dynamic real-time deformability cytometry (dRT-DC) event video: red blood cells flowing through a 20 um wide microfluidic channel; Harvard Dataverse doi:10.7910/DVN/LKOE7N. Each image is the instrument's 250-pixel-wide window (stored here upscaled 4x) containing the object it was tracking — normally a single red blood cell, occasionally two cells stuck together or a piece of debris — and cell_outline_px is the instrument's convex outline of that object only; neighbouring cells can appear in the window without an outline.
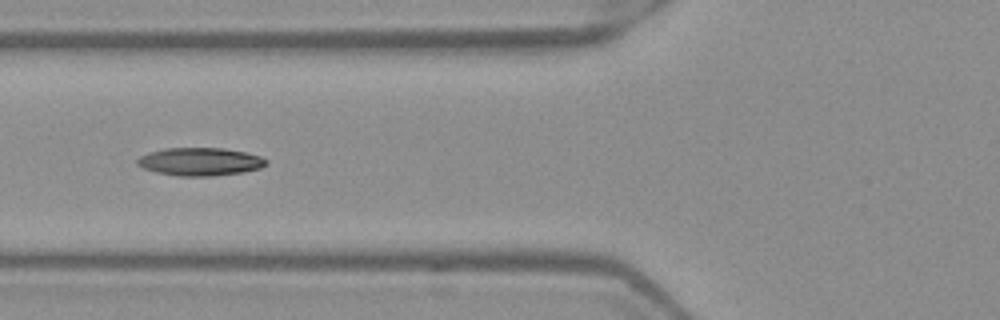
{"species": "Egyptian fruit bat (a non-hibernating species)", "species_latin": "Rousettus aegyptiacus", "temperature_condition": "warm", "stored_images_in_passage": 6, "camera_frame_rate_fps": 3000, "um_per_image_px": 0.085, "frame": {"image": 1, "passage_image": 6, "time_ms": 1.667, "image_size_px": [1000, 320], "cell_outline_px": [[268, 164], [260, 168], [244, 172], [212, 176], [180, 176], [156, 172], [144, 168], [136, 164], [136, 160], [140, 156], [148, 152], [164, 148], [224, 148], [244, 152], [260, 156], [268, 160]], "centroid_in_image_um": [17.01, 13.74], "position_along_channel_um": 108.8, "area_um2": 21.1}}